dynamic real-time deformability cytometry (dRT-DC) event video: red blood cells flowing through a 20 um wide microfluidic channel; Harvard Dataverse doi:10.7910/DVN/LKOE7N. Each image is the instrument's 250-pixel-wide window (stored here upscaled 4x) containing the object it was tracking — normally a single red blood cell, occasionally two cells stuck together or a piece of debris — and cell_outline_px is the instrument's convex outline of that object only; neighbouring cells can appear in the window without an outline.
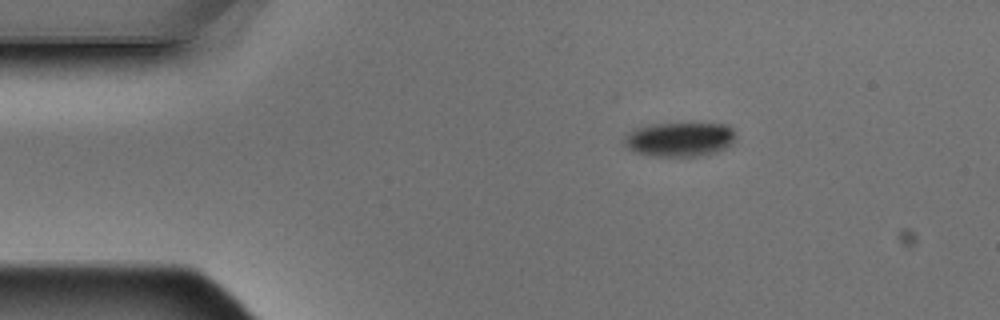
{"species": "Egyptian fruit bat (a non-hibernating species)", "species_latin": "Rousettus aegyptiacus", "temperature_condition": "warm", "stored_images_in_passage": 5, "camera_frame_rate_fps": 3000, "um_per_image_px": 0.085, "animal": {"sex": "male"}, "frame": {"image": 1, "passage_image": 5, "time_ms": 1.333, "image_size_px": [1000, 320], "cell_outline_px": [[736, 136], [732, 144], [716, 152], [700, 156], [648, 156], [636, 152], [628, 148], [624, 144], [624, 136], [628, 132], [636, 128], [652, 124], [728, 124], [736, 132]], "centroid_in_image_um": [57.78, 11.85], "position_along_channel_um": 27.2, "area_um2": 22.37}}